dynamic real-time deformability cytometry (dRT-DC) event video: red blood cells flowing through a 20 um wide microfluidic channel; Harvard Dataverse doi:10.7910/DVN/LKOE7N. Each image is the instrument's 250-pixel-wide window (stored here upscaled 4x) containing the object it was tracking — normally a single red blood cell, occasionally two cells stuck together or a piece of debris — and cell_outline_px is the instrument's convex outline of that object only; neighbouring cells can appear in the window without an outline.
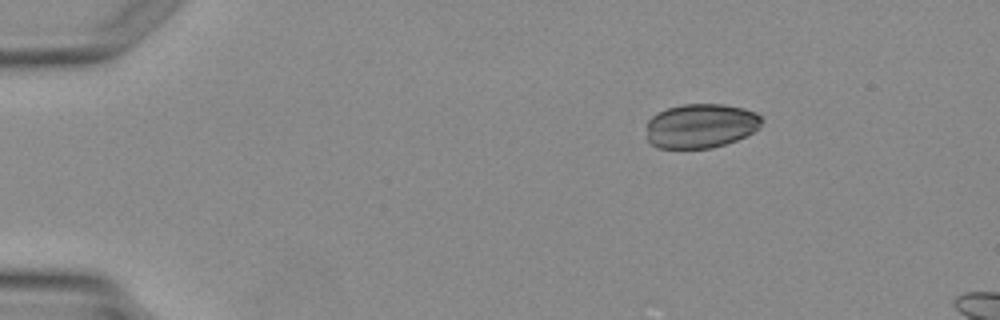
{"species": "Egyptian fruit bat (a non-hibernating species)", "species_latin": "Rousettus aegyptiacus", "temperature_condition": "warm", "stored_images_in_passage": 3, "camera_frame_rate_fps": 3000, "um_per_image_px": 0.085, "animal": {"sex": "female"}, "frame": {"image": 1, "passage_image": 3, "time_ms": 2.333, "image_size_px": [1000, 320], "cell_outline_px": [[764, 120], [760, 128], [736, 140], [712, 148], [660, 148], [652, 144], [648, 140], [648, 120], [652, 116], [668, 108], [680, 104], [724, 104], [744, 108], [756, 112]], "centroid_in_image_um": [59.6, 10.69], "position_along_channel_um": 25.4, "area_um2": 29.77}}